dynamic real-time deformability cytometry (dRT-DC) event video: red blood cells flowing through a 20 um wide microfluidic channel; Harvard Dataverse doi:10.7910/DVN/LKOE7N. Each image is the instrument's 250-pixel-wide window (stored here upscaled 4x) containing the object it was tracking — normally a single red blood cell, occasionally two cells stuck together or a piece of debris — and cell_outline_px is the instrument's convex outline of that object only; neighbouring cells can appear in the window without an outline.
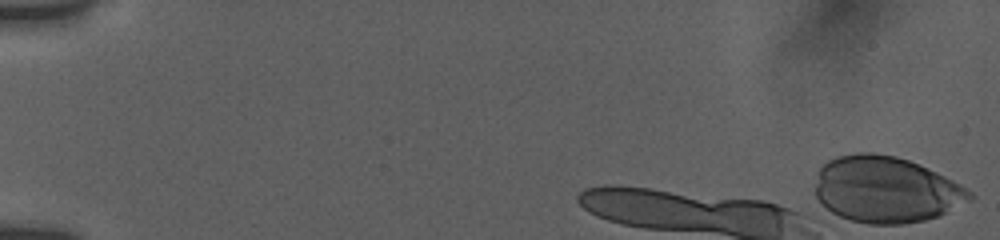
{"species": "human", "species_latin": "Homo sapiens", "temperature_condition": "room temperature", "stored_images_in_passage": 1, "camera_frame_rate_fps": 3000, "um_per_image_px": 0.085, "donor": {"sex": "female"}, "frame": {"image": 1, "passage_image": 1, "time_ms": 0.0, "image_size_px": [1000, 240], "cell_outline_px": [[976, 196], [972, 200], [936, 216], [924, 220], [904, 224], [868, 224], [852, 220], [840, 216], [824, 208], [816, 196], [816, 184], [820, 168], [828, 160], [836, 156], [856, 152], [872, 152], [896, 156], [908, 160], [936, 172], [960, 184]], "centroid_in_image_um": [75.29, 16.11], "position_along_channel_um": 9.7, "area_um2": 59.48}}